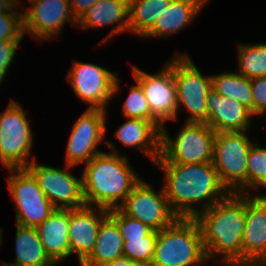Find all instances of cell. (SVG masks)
Wrapping results in <instances>:
<instances>
[{
  "label": "cell",
  "instance_id": "1",
  "mask_svg": "<svg viewBox=\"0 0 266 266\" xmlns=\"http://www.w3.org/2000/svg\"><path fill=\"white\" fill-rule=\"evenodd\" d=\"M154 164L164 172L162 186L169 206L178 218H195L230 193L222 184L213 162Z\"/></svg>",
  "mask_w": 266,
  "mask_h": 266
},
{
  "label": "cell",
  "instance_id": "2",
  "mask_svg": "<svg viewBox=\"0 0 266 266\" xmlns=\"http://www.w3.org/2000/svg\"><path fill=\"white\" fill-rule=\"evenodd\" d=\"M245 218V194L233 192L195 217L208 262L242 266Z\"/></svg>",
  "mask_w": 266,
  "mask_h": 266
},
{
  "label": "cell",
  "instance_id": "3",
  "mask_svg": "<svg viewBox=\"0 0 266 266\" xmlns=\"http://www.w3.org/2000/svg\"><path fill=\"white\" fill-rule=\"evenodd\" d=\"M105 141L112 152H101L84 164L83 193L87 205L110 210L119 208L142 178L116 145Z\"/></svg>",
  "mask_w": 266,
  "mask_h": 266
},
{
  "label": "cell",
  "instance_id": "4",
  "mask_svg": "<svg viewBox=\"0 0 266 266\" xmlns=\"http://www.w3.org/2000/svg\"><path fill=\"white\" fill-rule=\"evenodd\" d=\"M207 262L202 231L195 218H177L157 231L150 266H198Z\"/></svg>",
  "mask_w": 266,
  "mask_h": 266
},
{
  "label": "cell",
  "instance_id": "5",
  "mask_svg": "<svg viewBox=\"0 0 266 266\" xmlns=\"http://www.w3.org/2000/svg\"><path fill=\"white\" fill-rule=\"evenodd\" d=\"M163 125L161 155L154 163L199 164L213 162L216 132L206 123L185 122L174 139Z\"/></svg>",
  "mask_w": 266,
  "mask_h": 266
},
{
  "label": "cell",
  "instance_id": "6",
  "mask_svg": "<svg viewBox=\"0 0 266 266\" xmlns=\"http://www.w3.org/2000/svg\"><path fill=\"white\" fill-rule=\"evenodd\" d=\"M248 131L216 133L213 165L229 192L247 194L248 154L253 142Z\"/></svg>",
  "mask_w": 266,
  "mask_h": 266
},
{
  "label": "cell",
  "instance_id": "7",
  "mask_svg": "<svg viewBox=\"0 0 266 266\" xmlns=\"http://www.w3.org/2000/svg\"><path fill=\"white\" fill-rule=\"evenodd\" d=\"M188 55L180 53L172 59L177 95L176 120L178 111L184 109L189 114L185 122L207 123V96L212 89V78L202 75Z\"/></svg>",
  "mask_w": 266,
  "mask_h": 266
},
{
  "label": "cell",
  "instance_id": "8",
  "mask_svg": "<svg viewBox=\"0 0 266 266\" xmlns=\"http://www.w3.org/2000/svg\"><path fill=\"white\" fill-rule=\"evenodd\" d=\"M34 139L26 113L11 99L0 113V161L5 168H26L33 160L30 156Z\"/></svg>",
  "mask_w": 266,
  "mask_h": 266
},
{
  "label": "cell",
  "instance_id": "9",
  "mask_svg": "<svg viewBox=\"0 0 266 266\" xmlns=\"http://www.w3.org/2000/svg\"><path fill=\"white\" fill-rule=\"evenodd\" d=\"M8 189L14 201L16 224L37 227L56 210L26 168H7Z\"/></svg>",
  "mask_w": 266,
  "mask_h": 266
},
{
  "label": "cell",
  "instance_id": "10",
  "mask_svg": "<svg viewBox=\"0 0 266 266\" xmlns=\"http://www.w3.org/2000/svg\"><path fill=\"white\" fill-rule=\"evenodd\" d=\"M67 76L75 95L89 104L88 109L106 110L120 90L115 73L96 64L74 61Z\"/></svg>",
  "mask_w": 266,
  "mask_h": 266
},
{
  "label": "cell",
  "instance_id": "11",
  "mask_svg": "<svg viewBox=\"0 0 266 266\" xmlns=\"http://www.w3.org/2000/svg\"><path fill=\"white\" fill-rule=\"evenodd\" d=\"M73 167L65 165V168L60 169L38 163L33 157L26 169L34 176L39 188L56 209H74L87 204L83 193L82 173L78 178L70 171Z\"/></svg>",
  "mask_w": 266,
  "mask_h": 266
},
{
  "label": "cell",
  "instance_id": "12",
  "mask_svg": "<svg viewBox=\"0 0 266 266\" xmlns=\"http://www.w3.org/2000/svg\"><path fill=\"white\" fill-rule=\"evenodd\" d=\"M141 179L119 207L126 215L138 219L152 230L160 231L178 217L171 210L164 188L159 191Z\"/></svg>",
  "mask_w": 266,
  "mask_h": 266
},
{
  "label": "cell",
  "instance_id": "13",
  "mask_svg": "<svg viewBox=\"0 0 266 266\" xmlns=\"http://www.w3.org/2000/svg\"><path fill=\"white\" fill-rule=\"evenodd\" d=\"M107 110L86 109L75 122L66 146V165L77 166L89 162L101 153L98 145L107 132Z\"/></svg>",
  "mask_w": 266,
  "mask_h": 266
},
{
  "label": "cell",
  "instance_id": "14",
  "mask_svg": "<svg viewBox=\"0 0 266 266\" xmlns=\"http://www.w3.org/2000/svg\"><path fill=\"white\" fill-rule=\"evenodd\" d=\"M132 68V74L144 91L152 115L162 125H165L166 121H175L177 95L172 73V60L168 61L164 68L155 74L142 71L137 65H133Z\"/></svg>",
  "mask_w": 266,
  "mask_h": 266
},
{
  "label": "cell",
  "instance_id": "15",
  "mask_svg": "<svg viewBox=\"0 0 266 266\" xmlns=\"http://www.w3.org/2000/svg\"><path fill=\"white\" fill-rule=\"evenodd\" d=\"M67 22L77 26L70 0H41L23 11L24 35L28 32L40 42L58 38Z\"/></svg>",
  "mask_w": 266,
  "mask_h": 266
},
{
  "label": "cell",
  "instance_id": "16",
  "mask_svg": "<svg viewBox=\"0 0 266 266\" xmlns=\"http://www.w3.org/2000/svg\"><path fill=\"white\" fill-rule=\"evenodd\" d=\"M245 231L242 237V266L266 265V203L245 194Z\"/></svg>",
  "mask_w": 266,
  "mask_h": 266
},
{
  "label": "cell",
  "instance_id": "17",
  "mask_svg": "<svg viewBox=\"0 0 266 266\" xmlns=\"http://www.w3.org/2000/svg\"><path fill=\"white\" fill-rule=\"evenodd\" d=\"M107 209L85 205L69 209L70 256L77 254L79 265L91 254L101 221L108 215Z\"/></svg>",
  "mask_w": 266,
  "mask_h": 266
},
{
  "label": "cell",
  "instance_id": "18",
  "mask_svg": "<svg viewBox=\"0 0 266 266\" xmlns=\"http://www.w3.org/2000/svg\"><path fill=\"white\" fill-rule=\"evenodd\" d=\"M248 108L238 101L222 96L213 88L207 96V125L216 133L248 131L252 127Z\"/></svg>",
  "mask_w": 266,
  "mask_h": 266
},
{
  "label": "cell",
  "instance_id": "19",
  "mask_svg": "<svg viewBox=\"0 0 266 266\" xmlns=\"http://www.w3.org/2000/svg\"><path fill=\"white\" fill-rule=\"evenodd\" d=\"M113 24L117 25L102 40L103 44L113 36L129 32L128 0H99L77 21V26L84 30Z\"/></svg>",
  "mask_w": 266,
  "mask_h": 266
},
{
  "label": "cell",
  "instance_id": "20",
  "mask_svg": "<svg viewBox=\"0 0 266 266\" xmlns=\"http://www.w3.org/2000/svg\"><path fill=\"white\" fill-rule=\"evenodd\" d=\"M114 136L120 143L139 150L153 162L161 155V130L151 121L127 118Z\"/></svg>",
  "mask_w": 266,
  "mask_h": 266
},
{
  "label": "cell",
  "instance_id": "21",
  "mask_svg": "<svg viewBox=\"0 0 266 266\" xmlns=\"http://www.w3.org/2000/svg\"><path fill=\"white\" fill-rule=\"evenodd\" d=\"M36 229L46 254L56 265L70 257L69 209H56Z\"/></svg>",
  "mask_w": 266,
  "mask_h": 266
},
{
  "label": "cell",
  "instance_id": "22",
  "mask_svg": "<svg viewBox=\"0 0 266 266\" xmlns=\"http://www.w3.org/2000/svg\"><path fill=\"white\" fill-rule=\"evenodd\" d=\"M209 0H171L144 38L168 37L187 28Z\"/></svg>",
  "mask_w": 266,
  "mask_h": 266
},
{
  "label": "cell",
  "instance_id": "23",
  "mask_svg": "<svg viewBox=\"0 0 266 266\" xmlns=\"http://www.w3.org/2000/svg\"><path fill=\"white\" fill-rule=\"evenodd\" d=\"M124 239L116 221L108 214L99 225L97 240L91 254L80 266H104L123 257Z\"/></svg>",
  "mask_w": 266,
  "mask_h": 266
},
{
  "label": "cell",
  "instance_id": "24",
  "mask_svg": "<svg viewBox=\"0 0 266 266\" xmlns=\"http://www.w3.org/2000/svg\"><path fill=\"white\" fill-rule=\"evenodd\" d=\"M15 262L5 266H57L46 254L36 227L16 224Z\"/></svg>",
  "mask_w": 266,
  "mask_h": 266
},
{
  "label": "cell",
  "instance_id": "25",
  "mask_svg": "<svg viewBox=\"0 0 266 266\" xmlns=\"http://www.w3.org/2000/svg\"><path fill=\"white\" fill-rule=\"evenodd\" d=\"M170 2L171 0H128L129 32L143 38Z\"/></svg>",
  "mask_w": 266,
  "mask_h": 266
},
{
  "label": "cell",
  "instance_id": "26",
  "mask_svg": "<svg viewBox=\"0 0 266 266\" xmlns=\"http://www.w3.org/2000/svg\"><path fill=\"white\" fill-rule=\"evenodd\" d=\"M212 88L219 94L243 104L253 114L251 79L236 72L211 75Z\"/></svg>",
  "mask_w": 266,
  "mask_h": 266
},
{
  "label": "cell",
  "instance_id": "27",
  "mask_svg": "<svg viewBox=\"0 0 266 266\" xmlns=\"http://www.w3.org/2000/svg\"><path fill=\"white\" fill-rule=\"evenodd\" d=\"M237 47V72L249 79L266 76V43H237Z\"/></svg>",
  "mask_w": 266,
  "mask_h": 266
},
{
  "label": "cell",
  "instance_id": "28",
  "mask_svg": "<svg viewBox=\"0 0 266 266\" xmlns=\"http://www.w3.org/2000/svg\"><path fill=\"white\" fill-rule=\"evenodd\" d=\"M122 108L124 117L151 121L162 130L163 125L152 115L148 100L137 80L136 84L131 86Z\"/></svg>",
  "mask_w": 266,
  "mask_h": 266
},
{
  "label": "cell",
  "instance_id": "29",
  "mask_svg": "<svg viewBox=\"0 0 266 266\" xmlns=\"http://www.w3.org/2000/svg\"><path fill=\"white\" fill-rule=\"evenodd\" d=\"M247 159V194H251L249 190H261L266 184V147L254 142Z\"/></svg>",
  "mask_w": 266,
  "mask_h": 266
},
{
  "label": "cell",
  "instance_id": "30",
  "mask_svg": "<svg viewBox=\"0 0 266 266\" xmlns=\"http://www.w3.org/2000/svg\"><path fill=\"white\" fill-rule=\"evenodd\" d=\"M157 240V231L152 230L144 238H128L123 244V257L150 266Z\"/></svg>",
  "mask_w": 266,
  "mask_h": 266
},
{
  "label": "cell",
  "instance_id": "31",
  "mask_svg": "<svg viewBox=\"0 0 266 266\" xmlns=\"http://www.w3.org/2000/svg\"><path fill=\"white\" fill-rule=\"evenodd\" d=\"M108 214L116 221L124 241H128V238H144L152 231L149 226L126 215L120 208L110 209Z\"/></svg>",
  "mask_w": 266,
  "mask_h": 266
},
{
  "label": "cell",
  "instance_id": "32",
  "mask_svg": "<svg viewBox=\"0 0 266 266\" xmlns=\"http://www.w3.org/2000/svg\"><path fill=\"white\" fill-rule=\"evenodd\" d=\"M23 13H0V41H22Z\"/></svg>",
  "mask_w": 266,
  "mask_h": 266
},
{
  "label": "cell",
  "instance_id": "33",
  "mask_svg": "<svg viewBox=\"0 0 266 266\" xmlns=\"http://www.w3.org/2000/svg\"><path fill=\"white\" fill-rule=\"evenodd\" d=\"M21 41H0V84L6 77L11 64L16 57V51Z\"/></svg>",
  "mask_w": 266,
  "mask_h": 266
},
{
  "label": "cell",
  "instance_id": "34",
  "mask_svg": "<svg viewBox=\"0 0 266 266\" xmlns=\"http://www.w3.org/2000/svg\"><path fill=\"white\" fill-rule=\"evenodd\" d=\"M253 115L266 113V76L251 79Z\"/></svg>",
  "mask_w": 266,
  "mask_h": 266
},
{
  "label": "cell",
  "instance_id": "35",
  "mask_svg": "<svg viewBox=\"0 0 266 266\" xmlns=\"http://www.w3.org/2000/svg\"><path fill=\"white\" fill-rule=\"evenodd\" d=\"M99 0H70L71 12L78 21Z\"/></svg>",
  "mask_w": 266,
  "mask_h": 266
},
{
  "label": "cell",
  "instance_id": "36",
  "mask_svg": "<svg viewBox=\"0 0 266 266\" xmlns=\"http://www.w3.org/2000/svg\"><path fill=\"white\" fill-rule=\"evenodd\" d=\"M18 5H21V0H0V13H23L17 10Z\"/></svg>",
  "mask_w": 266,
  "mask_h": 266
},
{
  "label": "cell",
  "instance_id": "37",
  "mask_svg": "<svg viewBox=\"0 0 266 266\" xmlns=\"http://www.w3.org/2000/svg\"><path fill=\"white\" fill-rule=\"evenodd\" d=\"M104 266H146L144 264L132 261L126 257H121L112 262L105 264Z\"/></svg>",
  "mask_w": 266,
  "mask_h": 266
},
{
  "label": "cell",
  "instance_id": "38",
  "mask_svg": "<svg viewBox=\"0 0 266 266\" xmlns=\"http://www.w3.org/2000/svg\"><path fill=\"white\" fill-rule=\"evenodd\" d=\"M263 187H265L266 188V184L263 186ZM253 194L260 200V201H262V202H265L266 203V195H261L260 193H259V195H258V193L257 194H255L254 192H253Z\"/></svg>",
  "mask_w": 266,
  "mask_h": 266
},
{
  "label": "cell",
  "instance_id": "39",
  "mask_svg": "<svg viewBox=\"0 0 266 266\" xmlns=\"http://www.w3.org/2000/svg\"><path fill=\"white\" fill-rule=\"evenodd\" d=\"M3 236H2V229H0V246H1V244H2V238Z\"/></svg>",
  "mask_w": 266,
  "mask_h": 266
},
{
  "label": "cell",
  "instance_id": "40",
  "mask_svg": "<svg viewBox=\"0 0 266 266\" xmlns=\"http://www.w3.org/2000/svg\"><path fill=\"white\" fill-rule=\"evenodd\" d=\"M38 1H41V0H28V2H29L30 4L35 3V2H38Z\"/></svg>",
  "mask_w": 266,
  "mask_h": 266
}]
</instances>
